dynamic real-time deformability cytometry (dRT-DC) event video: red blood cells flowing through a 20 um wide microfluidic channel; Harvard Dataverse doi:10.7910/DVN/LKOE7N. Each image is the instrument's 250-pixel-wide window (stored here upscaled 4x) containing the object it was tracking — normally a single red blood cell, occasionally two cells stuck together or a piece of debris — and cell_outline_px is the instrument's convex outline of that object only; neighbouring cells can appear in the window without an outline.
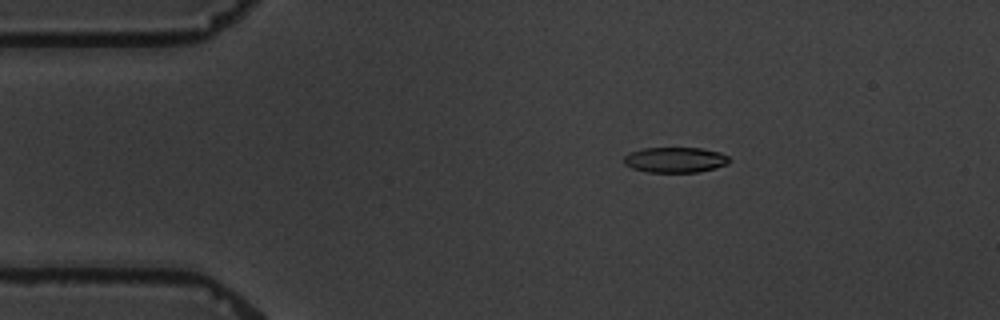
{"species": "common noctule bat (a hibernating species)", "species_latin": "Nyctalus noctula", "temperature_condition": "warm", "stored_images_in_passage": 5, "camera_frame_rate_fps": 3000, "um_per_image_px": 0.085, "animal": {"sex": "male", "body_mass_g": 19.5, "forearm_length_mm": 54.6}, "frame": {"image": 1, "passage_image": 3, "time_ms": 2.333, "image_size_px": [1000, 320], "cell_outline_px": [[732, 160], [728, 164], [716, 168], [700, 172], [648, 172], [632, 168], [624, 164], [624, 156], [632, 152], [644, 148], [704, 148], [720, 152], [728, 156]], "centroid_in_image_um": [57.45, 13.59], "position_along_channel_um": 27.6, "area_um2": 15.72}}
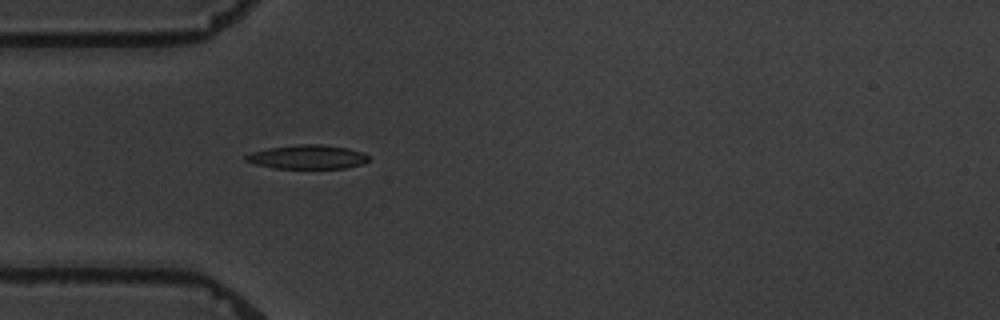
{"frame": {"image": 2, "passage_image": 5, "time_ms": 4.667, "image_size_px": [1000, 320], "cell_outline_px": [[368, 160], [364, 164], [344, 168], [276, 168], [256, 164], [244, 160], [244, 156], [252, 152], [268, 148], [300, 144], [320, 144], [348, 148], [364, 152], [368, 156]], "centroid_in_image_um": [26.16, 13.34], "position_along_channel_um": 58.8, "area_um2": 17.11}}